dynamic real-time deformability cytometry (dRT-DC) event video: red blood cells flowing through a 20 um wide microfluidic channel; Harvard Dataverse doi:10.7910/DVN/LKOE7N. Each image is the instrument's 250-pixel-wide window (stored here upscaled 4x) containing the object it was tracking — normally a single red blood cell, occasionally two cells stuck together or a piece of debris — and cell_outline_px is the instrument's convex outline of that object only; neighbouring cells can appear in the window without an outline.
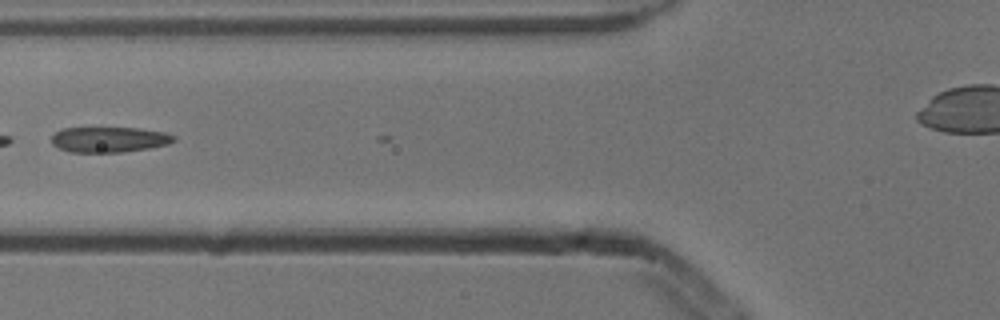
{"species": "common noctule bat (a hibernating species)", "species_latin": "Nyctalus noctula", "temperature_condition": "cold", "stored_images_in_passage": 7, "segment_of_instrument_passage": [2, 3], "camera_frame_rate_fps": 3000, "um_per_image_px": 0.085, "animal": {"sex": "male", "body_mass_g": 13.3}, "frame": {"image": 1, "passage_image": 6, "time_ms": 1.667, "image_size_px": [1000, 320], "cell_outline_px": [[176, 140], [168, 144], [148, 148], [124, 152], [68, 152], [52, 144], [52, 136], [56, 132], [64, 128], [140, 128], [164, 132], [176, 136]], "centroid_in_image_um": [9.3, 11.86], "position_along_channel_um": 116.5, "area_um2": 18.09}}